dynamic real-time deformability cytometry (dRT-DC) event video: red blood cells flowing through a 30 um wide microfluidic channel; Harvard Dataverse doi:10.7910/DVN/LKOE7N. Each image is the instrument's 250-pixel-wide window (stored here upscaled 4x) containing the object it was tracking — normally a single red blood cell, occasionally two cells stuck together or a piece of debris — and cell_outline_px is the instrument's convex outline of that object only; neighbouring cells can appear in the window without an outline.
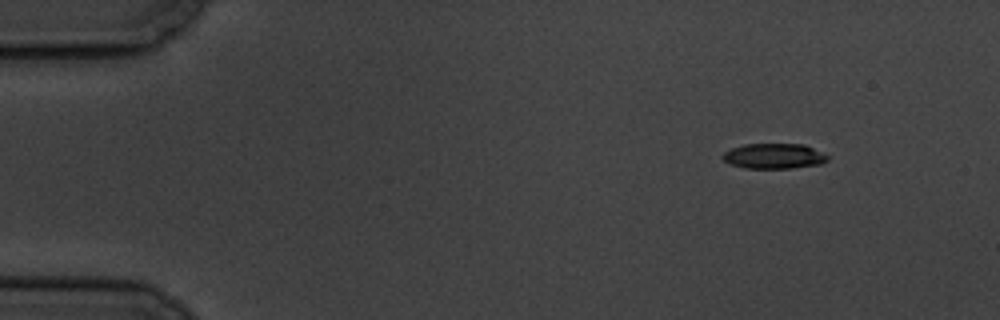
{"species": "common noctule bat (a hibernating species)", "species_latin": "Nyctalus noctula", "temperature_condition": "cold", "stored_images_in_passage": 4, "camera_frame_rate_fps": 3000, "um_per_image_px": 0.085, "animal": {"sex": "male", "body_mass_g": 19.5, "forearm_length_mm": 54.6}, "frame": {"image": 1, "passage_image": 1, "time_ms": 0.0, "image_size_px": [1000, 320], "cell_outline_px": [[828, 160], [820, 164], [792, 168], [744, 168], [732, 164], [724, 160], [720, 156], [724, 152], [732, 148], [744, 144], [804, 144], [828, 156]], "centroid_in_image_um": [65.76, 13.27], "position_along_channel_um": 19.2, "area_um2": 15.32}}
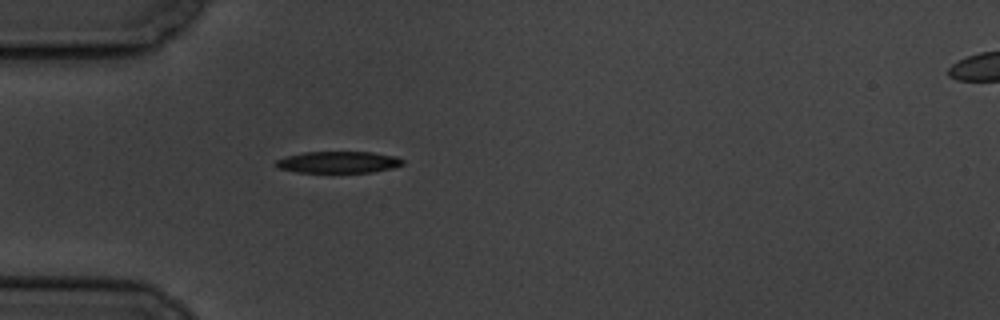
{"frame": {"image": 2, "passage_image": 4, "time_ms": 3.667, "image_size_px": [1000, 320], "cell_outline_px": [[404, 164], [392, 168], [372, 172], [296, 172], [276, 168], [272, 164], [276, 160], [288, 156], [304, 152], [372, 152], [396, 156], [404, 160]], "centroid_in_image_um": [28.74, 13.78], "position_along_channel_um": 56.3, "area_um2": 16.07}}